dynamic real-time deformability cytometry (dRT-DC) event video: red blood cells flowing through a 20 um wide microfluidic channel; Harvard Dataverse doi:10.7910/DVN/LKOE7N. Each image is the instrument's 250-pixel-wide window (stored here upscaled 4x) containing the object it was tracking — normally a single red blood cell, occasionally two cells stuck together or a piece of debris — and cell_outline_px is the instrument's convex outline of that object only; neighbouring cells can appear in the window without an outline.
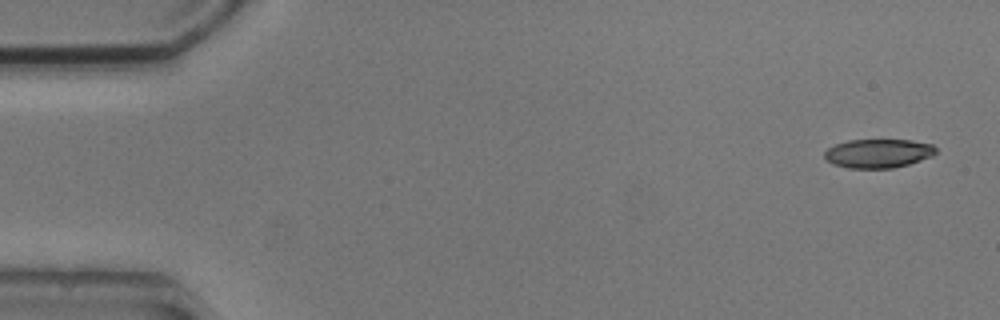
{"species": "common noctule bat (a hibernating species)", "species_latin": "Nyctalus noctula", "temperature_condition": "cold", "stored_images_in_passage": 2, "camera_frame_rate_fps": 3000, "um_per_image_px": 0.085, "animal": {"sex": "male", "body_mass_g": 20.5, "forearm_length_mm": 52.5}, "frame": {"image": 1, "passage_image": 2, "time_ms": 2.0, "image_size_px": [1000, 320], "cell_outline_px": [[936, 152], [932, 156], [908, 164], [892, 168], [848, 168], [832, 164], [824, 156], [824, 152], [828, 148], [836, 144], [848, 140], [912, 140], [932, 144], [936, 148]], "centroid_in_image_um": [74.64, 13.03], "position_along_channel_um": 10.4, "area_um2": 18.67}}